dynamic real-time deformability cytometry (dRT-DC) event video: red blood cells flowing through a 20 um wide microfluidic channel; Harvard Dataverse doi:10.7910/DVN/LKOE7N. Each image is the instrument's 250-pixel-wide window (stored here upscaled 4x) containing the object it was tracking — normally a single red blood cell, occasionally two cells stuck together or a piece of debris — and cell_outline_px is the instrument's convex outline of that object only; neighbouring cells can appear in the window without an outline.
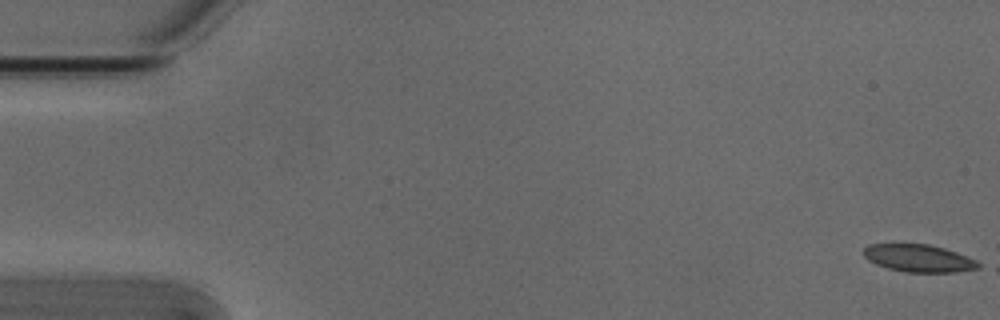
{"species": "Egyptian fruit bat (a non-hibernating species)", "species_latin": "Rousettus aegyptiacus", "temperature_condition": "cold", "stored_images_in_passage": 8, "camera_frame_rate_fps": 3000, "um_per_image_px": 0.085, "animal": {"sex": "male"}, "frame": {"image": 1, "passage_image": 1, "time_ms": 0.0, "image_size_px": [1000, 320], "cell_outline_px": [[980, 268], [956, 272], [904, 272], [888, 268], [876, 264], [868, 260], [864, 256], [864, 248], [868, 244], [928, 244], [944, 248], [956, 252], [976, 260], [980, 264]], "centroid_in_image_um": [78.09, 21.95], "position_along_channel_um": 6.9, "area_um2": 18.32}}